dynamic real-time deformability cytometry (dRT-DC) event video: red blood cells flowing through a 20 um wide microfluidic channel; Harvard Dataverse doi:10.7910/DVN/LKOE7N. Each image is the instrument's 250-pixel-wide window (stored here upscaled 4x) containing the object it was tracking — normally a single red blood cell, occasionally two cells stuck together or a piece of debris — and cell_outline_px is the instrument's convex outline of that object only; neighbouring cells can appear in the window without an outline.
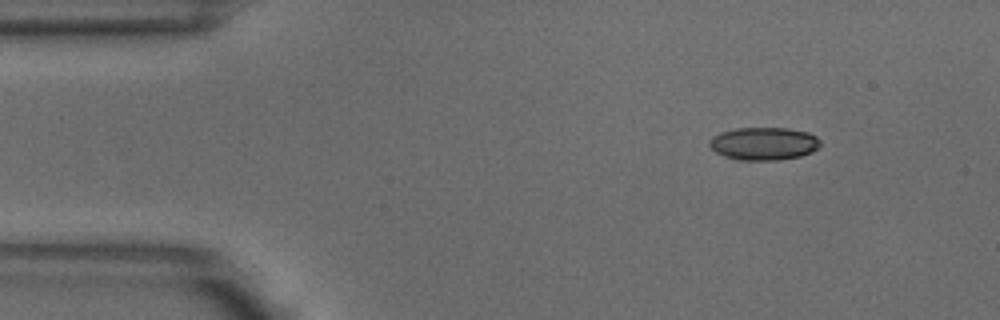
{"species": "common noctule bat (a hibernating species)", "species_latin": "Nyctalus noctula", "temperature_condition": "warm", "stored_images_in_passage": 4, "camera_frame_rate_fps": 3000, "um_per_image_px": 0.085, "animal": {"sex": "male", "body_mass_g": 18.8}, "frame": {"image": 1, "passage_image": 1, "time_ms": 0.0, "image_size_px": [1000, 320], "cell_outline_px": [[820, 144], [812, 152], [800, 156], [776, 160], [736, 160], [724, 156], [716, 152], [708, 144], [708, 140], [712, 136], [720, 132], [736, 128], [788, 128], [808, 132], [816, 136], [820, 140]], "centroid_in_image_um": [64.89, 12.2], "position_along_channel_um": 20.1, "area_um2": 21.33}}